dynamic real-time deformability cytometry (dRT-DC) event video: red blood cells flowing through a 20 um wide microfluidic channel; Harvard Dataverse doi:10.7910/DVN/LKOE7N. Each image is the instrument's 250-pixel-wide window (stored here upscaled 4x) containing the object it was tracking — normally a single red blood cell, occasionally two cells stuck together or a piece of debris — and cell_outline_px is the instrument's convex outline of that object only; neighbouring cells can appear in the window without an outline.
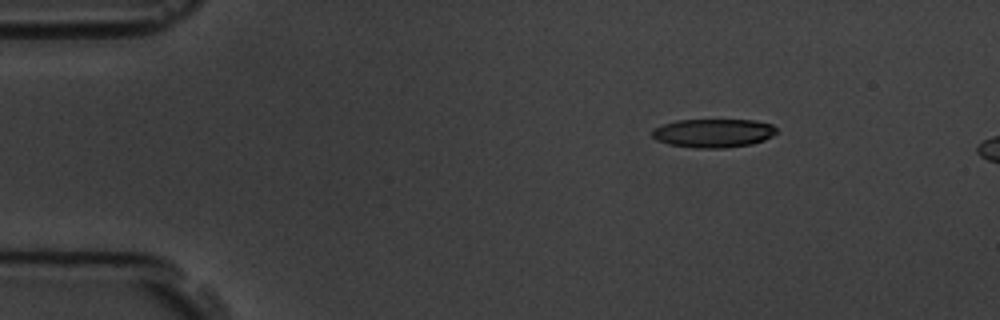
{"species": "common noctule bat (a hibernating species)", "species_latin": "Nyctalus noctula", "temperature_condition": "room temperature", "stored_images_in_passage": 5, "camera_frame_rate_fps": 3000, "um_per_image_px": 0.085, "animal": {"sex": "male", "body_mass_g": 19.5, "forearm_length_mm": 54.6}, "frame": {"image": 1, "passage_image": 3, "time_ms": 2.0, "image_size_px": [1000, 320], "cell_outline_px": [[776, 132], [772, 136], [764, 140], [752, 144], [724, 148], [692, 148], [668, 144], [656, 140], [652, 136], [652, 128], [676, 120], [756, 120], [772, 124], [776, 128]], "centroid_in_image_um": [60.62, 11.31], "position_along_channel_um": 24.4, "area_um2": 20.92}}